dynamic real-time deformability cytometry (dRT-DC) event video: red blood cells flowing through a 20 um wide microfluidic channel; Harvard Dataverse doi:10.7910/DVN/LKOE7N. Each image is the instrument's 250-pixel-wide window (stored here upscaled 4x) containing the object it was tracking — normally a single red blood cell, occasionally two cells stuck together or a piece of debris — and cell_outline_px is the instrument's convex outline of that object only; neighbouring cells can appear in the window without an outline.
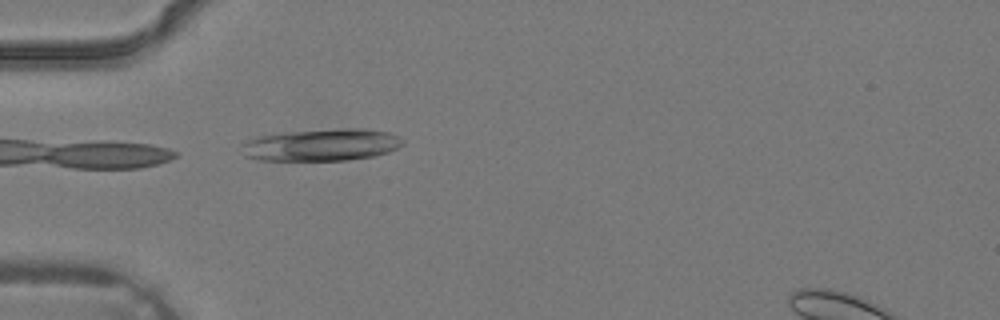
{"species": "common noctule bat (a hibernating species)", "species_latin": "Nyctalus noctula", "temperature_condition": "warm", "stored_images_in_passage": 2, "camera_frame_rate_fps": 3000, "um_per_image_px": 0.085, "animal": {"sex": "male", "body_mass_g": 19.2, "forearm_length_mm": 51.8}, "frame": {"image": 1, "passage_image": 2, "time_ms": 0.333, "image_size_px": [1000, 320], "cell_outline_px": [[404, 144], [388, 152], [376, 156], [344, 160], [260, 160], [244, 156], [240, 144], [244, 140], [260, 136], [284, 132], [344, 128], [364, 128], [392, 132], [404, 140]], "centroid_in_image_um": [27.34, 12.3], "position_along_channel_um": 57.7, "area_um2": 30.46}}